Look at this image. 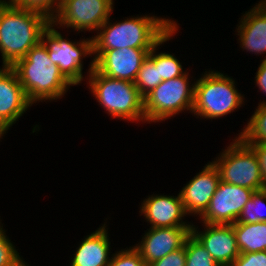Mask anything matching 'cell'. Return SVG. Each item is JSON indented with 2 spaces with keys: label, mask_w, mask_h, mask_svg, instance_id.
<instances>
[{
  "label": "cell",
  "mask_w": 266,
  "mask_h": 266,
  "mask_svg": "<svg viewBox=\"0 0 266 266\" xmlns=\"http://www.w3.org/2000/svg\"><path fill=\"white\" fill-rule=\"evenodd\" d=\"M232 266H266V251L241 253Z\"/></svg>",
  "instance_id": "obj_29"
},
{
  "label": "cell",
  "mask_w": 266,
  "mask_h": 266,
  "mask_svg": "<svg viewBox=\"0 0 266 266\" xmlns=\"http://www.w3.org/2000/svg\"><path fill=\"white\" fill-rule=\"evenodd\" d=\"M8 133V129L0 123V142L3 137Z\"/></svg>",
  "instance_id": "obj_32"
},
{
  "label": "cell",
  "mask_w": 266,
  "mask_h": 266,
  "mask_svg": "<svg viewBox=\"0 0 266 266\" xmlns=\"http://www.w3.org/2000/svg\"><path fill=\"white\" fill-rule=\"evenodd\" d=\"M255 191L220 180L209 207L197 219L200 223L232 225Z\"/></svg>",
  "instance_id": "obj_10"
},
{
  "label": "cell",
  "mask_w": 266,
  "mask_h": 266,
  "mask_svg": "<svg viewBox=\"0 0 266 266\" xmlns=\"http://www.w3.org/2000/svg\"><path fill=\"white\" fill-rule=\"evenodd\" d=\"M57 27L51 23L42 34V42L47 47L48 55L53 64L57 65L63 75L74 85L86 81L88 74L83 75V58L92 57L93 39L88 37L80 40L64 38ZM86 79V80H84Z\"/></svg>",
  "instance_id": "obj_8"
},
{
  "label": "cell",
  "mask_w": 266,
  "mask_h": 266,
  "mask_svg": "<svg viewBox=\"0 0 266 266\" xmlns=\"http://www.w3.org/2000/svg\"><path fill=\"white\" fill-rule=\"evenodd\" d=\"M110 17L92 35L93 51L138 48L152 49L178 23L172 18L155 15L130 16L124 20L111 22Z\"/></svg>",
  "instance_id": "obj_2"
},
{
  "label": "cell",
  "mask_w": 266,
  "mask_h": 266,
  "mask_svg": "<svg viewBox=\"0 0 266 266\" xmlns=\"http://www.w3.org/2000/svg\"><path fill=\"white\" fill-rule=\"evenodd\" d=\"M44 14L0 0V55L2 66L12 67L42 41L51 24Z\"/></svg>",
  "instance_id": "obj_1"
},
{
  "label": "cell",
  "mask_w": 266,
  "mask_h": 266,
  "mask_svg": "<svg viewBox=\"0 0 266 266\" xmlns=\"http://www.w3.org/2000/svg\"><path fill=\"white\" fill-rule=\"evenodd\" d=\"M147 266H186L185 244L182 248L169 253Z\"/></svg>",
  "instance_id": "obj_28"
},
{
  "label": "cell",
  "mask_w": 266,
  "mask_h": 266,
  "mask_svg": "<svg viewBox=\"0 0 266 266\" xmlns=\"http://www.w3.org/2000/svg\"><path fill=\"white\" fill-rule=\"evenodd\" d=\"M244 99L232 76L210 69L195 81L191 115L200 120L220 119L238 111L246 103Z\"/></svg>",
  "instance_id": "obj_5"
},
{
  "label": "cell",
  "mask_w": 266,
  "mask_h": 266,
  "mask_svg": "<svg viewBox=\"0 0 266 266\" xmlns=\"http://www.w3.org/2000/svg\"><path fill=\"white\" fill-rule=\"evenodd\" d=\"M255 74V84L258 90L266 96V60H261Z\"/></svg>",
  "instance_id": "obj_31"
},
{
  "label": "cell",
  "mask_w": 266,
  "mask_h": 266,
  "mask_svg": "<svg viewBox=\"0 0 266 266\" xmlns=\"http://www.w3.org/2000/svg\"><path fill=\"white\" fill-rule=\"evenodd\" d=\"M256 154L261 170L264 189L266 188V143H246Z\"/></svg>",
  "instance_id": "obj_30"
},
{
  "label": "cell",
  "mask_w": 266,
  "mask_h": 266,
  "mask_svg": "<svg viewBox=\"0 0 266 266\" xmlns=\"http://www.w3.org/2000/svg\"><path fill=\"white\" fill-rule=\"evenodd\" d=\"M111 0H61L57 15L51 22L63 31L72 28L73 32H97L108 20L114 9Z\"/></svg>",
  "instance_id": "obj_9"
},
{
  "label": "cell",
  "mask_w": 266,
  "mask_h": 266,
  "mask_svg": "<svg viewBox=\"0 0 266 266\" xmlns=\"http://www.w3.org/2000/svg\"><path fill=\"white\" fill-rule=\"evenodd\" d=\"M178 25L179 24H177L158 44H156L147 56L155 64V67L158 68L159 78H161L162 81L180 77L187 72V69L183 70L182 62L177 59L175 54L162 51L157 52L163 44L173 39L174 35L176 36L178 29L180 28Z\"/></svg>",
  "instance_id": "obj_20"
},
{
  "label": "cell",
  "mask_w": 266,
  "mask_h": 266,
  "mask_svg": "<svg viewBox=\"0 0 266 266\" xmlns=\"http://www.w3.org/2000/svg\"><path fill=\"white\" fill-rule=\"evenodd\" d=\"M150 51L138 48L93 51L94 68L107 77L134 83Z\"/></svg>",
  "instance_id": "obj_11"
},
{
  "label": "cell",
  "mask_w": 266,
  "mask_h": 266,
  "mask_svg": "<svg viewBox=\"0 0 266 266\" xmlns=\"http://www.w3.org/2000/svg\"><path fill=\"white\" fill-rule=\"evenodd\" d=\"M10 4L40 12L52 20L58 13L61 0H4Z\"/></svg>",
  "instance_id": "obj_26"
},
{
  "label": "cell",
  "mask_w": 266,
  "mask_h": 266,
  "mask_svg": "<svg viewBox=\"0 0 266 266\" xmlns=\"http://www.w3.org/2000/svg\"><path fill=\"white\" fill-rule=\"evenodd\" d=\"M139 209V216H143L151 228L192 227L191 221H183L188 214L179 193L177 196L149 195L141 202Z\"/></svg>",
  "instance_id": "obj_12"
},
{
  "label": "cell",
  "mask_w": 266,
  "mask_h": 266,
  "mask_svg": "<svg viewBox=\"0 0 266 266\" xmlns=\"http://www.w3.org/2000/svg\"><path fill=\"white\" fill-rule=\"evenodd\" d=\"M31 106L33 104L29 101L14 69L1 66L0 123L10 130Z\"/></svg>",
  "instance_id": "obj_16"
},
{
  "label": "cell",
  "mask_w": 266,
  "mask_h": 266,
  "mask_svg": "<svg viewBox=\"0 0 266 266\" xmlns=\"http://www.w3.org/2000/svg\"><path fill=\"white\" fill-rule=\"evenodd\" d=\"M89 64L86 87L95 97L105 113L118 120L131 123H146L144 97L131 81L107 77L94 68V60Z\"/></svg>",
  "instance_id": "obj_4"
},
{
  "label": "cell",
  "mask_w": 266,
  "mask_h": 266,
  "mask_svg": "<svg viewBox=\"0 0 266 266\" xmlns=\"http://www.w3.org/2000/svg\"><path fill=\"white\" fill-rule=\"evenodd\" d=\"M192 79L189 71H187L180 77L162 81L146 95L144 97L146 124H156V122L159 123L171 119V117L173 118L175 115L185 111L191 113L196 80L195 78L194 80Z\"/></svg>",
  "instance_id": "obj_6"
},
{
  "label": "cell",
  "mask_w": 266,
  "mask_h": 266,
  "mask_svg": "<svg viewBox=\"0 0 266 266\" xmlns=\"http://www.w3.org/2000/svg\"><path fill=\"white\" fill-rule=\"evenodd\" d=\"M202 226L201 231L192 223L191 233L219 266L231 265L240 255L233 225L203 223Z\"/></svg>",
  "instance_id": "obj_15"
},
{
  "label": "cell",
  "mask_w": 266,
  "mask_h": 266,
  "mask_svg": "<svg viewBox=\"0 0 266 266\" xmlns=\"http://www.w3.org/2000/svg\"><path fill=\"white\" fill-rule=\"evenodd\" d=\"M232 141L212 160L219 171L220 180L254 191L264 189L255 152L239 136Z\"/></svg>",
  "instance_id": "obj_7"
},
{
  "label": "cell",
  "mask_w": 266,
  "mask_h": 266,
  "mask_svg": "<svg viewBox=\"0 0 266 266\" xmlns=\"http://www.w3.org/2000/svg\"><path fill=\"white\" fill-rule=\"evenodd\" d=\"M240 133L245 143H266V101H260Z\"/></svg>",
  "instance_id": "obj_21"
},
{
  "label": "cell",
  "mask_w": 266,
  "mask_h": 266,
  "mask_svg": "<svg viewBox=\"0 0 266 266\" xmlns=\"http://www.w3.org/2000/svg\"><path fill=\"white\" fill-rule=\"evenodd\" d=\"M232 225L240 254L266 251V222H235Z\"/></svg>",
  "instance_id": "obj_19"
},
{
  "label": "cell",
  "mask_w": 266,
  "mask_h": 266,
  "mask_svg": "<svg viewBox=\"0 0 266 266\" xmlns=\"http://www.w3.org/2000/svg\"><path fill=\"white\" fill-rule=\"evenodd\" d=\"M161 82L162 79L159 78L158 68H156L155 64L147 57L142 62L141 68L138 71L134 82L135 86L139 90V93L145 97Z\"/></svg>",
  "instance_id": "obj_24"
},
{
  "label": "cell",
  "mask_w": 266,
  "mask_h": 266,
  "mask_svg": "<svg viewBox=\"0 0 266 266\" xmlns=\"http://www.w3.org/2000/svg\"><path fill=\"white\" fill-rule=\"evenodd\" d=\"M192 227H149L142 235L141 241L132 245L140 254L146 265L161 259L171 252L182 248Z\"/></svg>",
  "instance_id": "obj_14"
},
{
  "label": "cell",
  "mask_w": 266,
  "mask_h": 266,
  "mask_svg": "<svg viewBox=\"0 0 266 266\" xmlns=\"http://www.w3.org/2000/svg\"><path fill=\"white\" fill-rule=\"evenodd\" d=\"M266 188L255 191L244 206L237 222H266Z\"/></svg>",
  "instance_id": "obj_22"
},
{
  "label": "cell",
  "mask_w": 266,
  "mask_h": 266,
  "mask_svg": "<svg viewBox=\"0 0 266 266\" xmlns=\"http://www.w3.org/2000/svg\"><path fill=\"white\" fill-rule=\"evenodd\" d=\"M12 68L32 104L62 99L74 86L50 60L47 47L42 41L33 46Z\"/></svg>",
  "instance_id": "obj_3"
},
{
  "label": "cell",
  "mask_w": 266,
  "mask_h": 266,
  "mask_svg": "<svg viewBox=\"0 0 266 266\" xmlns=\"http://www.w3.org/2000/svg\"><path fill=\"white\" fill-rule=\"evenodd\" d=\"M108 266H147L144 260L141 258L139 252L133 247L129 246L115 251L112 254L110 263Z\"/></svg>",
  "instance_id": "obj_27"
},
{
  "label": "cell",
  "mask_w": 266,
  "mask_h": 266,
  "mask_svg": "<svg viewBox=\"0 0 266 266\" xmlns=\"http://www.w3.org/2000/svg\"><path fill=\"white\" fill-rule=\"evenodd\" d=\"M0 218V266H30L24 258L19 255L16 246L11 239L6 235V229H3V224Z\"/></svg>",
  "instance_id": "obj_25"
},
{
  "label": "cell",
  "mask_w": 266,
  "mask_h": 266,
  "mask_svg": "<svg viewBox=\"0 0 266 266\" xmlns=\"http://www.w3.org/2000/svg\"><path fill=\"white\" fill-rule=\"evenodd\" d=\"M107 226V222H104L95 232L84 236L69 266H108L112 252Z\"/></svg>",
  "instance_id": "obj_18"
},
{
  "label": "cell",
  "mask_w": 266,
  "mask_h": 266,
  "mask_svg": "<svg viewBox=\"0 0 266 266\" xmlns=\"http://www.w3.org/2000/svg\"><path fill=\"white\" fill-rule=\"evenodd\" d=\"M245 11L236 26V35L242 51L254 55L266 54V0ZM262 60H266L263 58Z\"/></svg>",
  "instance_id": "obj_17"
},
{
  "label": "cell",
  "mask_w": 266,
  "mask_h": 266,
  "mask_svg": "<svg viewBox=\"0 0 266 266\" xmlns=\"http://www.w3.org/2000/svg\"><path fill=\"white\" fill-rule=\"evenodd\" d=\"M185 254L186 266H219L192 233L185 241Z\"/></svg>",
  "instance_id": "obj_23"
},
{
  "label": "cell",
  "mask_w": 266,
  "mask_h": 266,
  "mask_svg": "<svg viewBox=\"0 0 266 266\" xmlns=\"http://www.w3.org/2000/svg\"><path fill=\"white\" fill-rule=\"evenodd\" d=\"M219 182V171L214 163L209 161L182 187L179 194L188 216L200 217L206 211Z\"/></svg>",
  "instance_id": "obj_13"
}]
</instances>
